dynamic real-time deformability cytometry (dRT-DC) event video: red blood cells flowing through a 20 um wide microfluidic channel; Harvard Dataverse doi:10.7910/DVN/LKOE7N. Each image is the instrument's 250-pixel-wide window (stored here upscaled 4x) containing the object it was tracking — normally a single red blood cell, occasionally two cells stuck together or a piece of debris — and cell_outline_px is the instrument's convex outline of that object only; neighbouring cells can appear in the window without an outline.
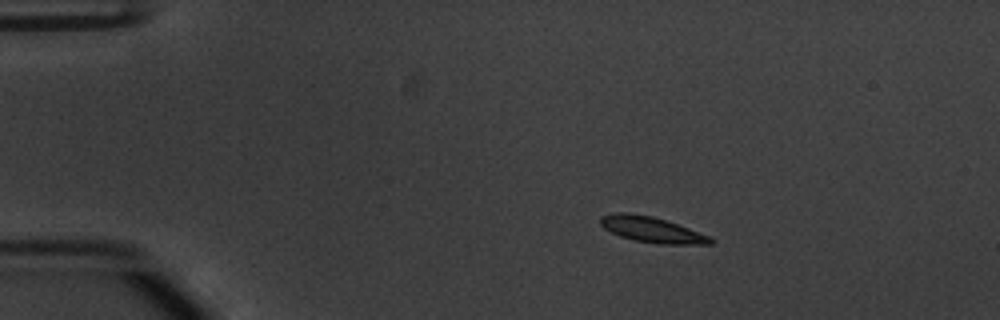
{"species": "common noctule bat (a hibernating species)", "species_latin": "Nyctalus noctula", "temperature_condition": "warm", "stored_images_in_passage": 45, "camera_frame_rate_fps": 3000, "um_per_image_px": 0.085, "animal": {"sex": "male", "body_mass_g": 20.1, "forearm_length_mm": 53.5}, "frame": {"image": 1, "passage_image": 1, "time_ms": 0.0, "image_size_px": [1000, 320], "cell_outline_px": [[716, 240], [712, 244], [660, 244], [636, 240], [620, 236], [604, 228], [600, 224], [600, 216], [616, 212], [628, 212], [652, 216], [712, 236]], "centroid_in_image_um": [55.43, 19.51], "position_along_channel_um": 29.6, "area_um2": 16.42}}
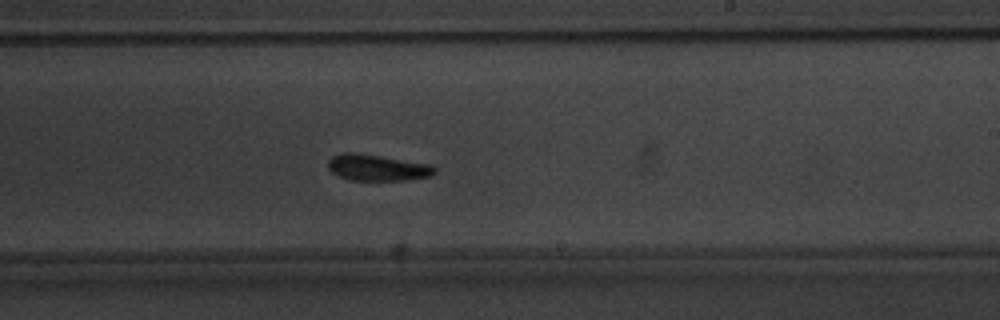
{"frame": {"image": 2, "passage_image": 24, "time_ms": 7.667, "image_size_px": [1000, 320], "cell_outline_px": [[436, 172], [432, 176], [408, 180], [348, 180], [332, 172], [328, 168], [328, 160], [332, 156], [344, 152], [356, 152], [432, 164], [436, 168]], "centroid_in_image_um": [32.09, 14.24], "position_along_channel_um": 256.9, "area_um2": 16.53}}
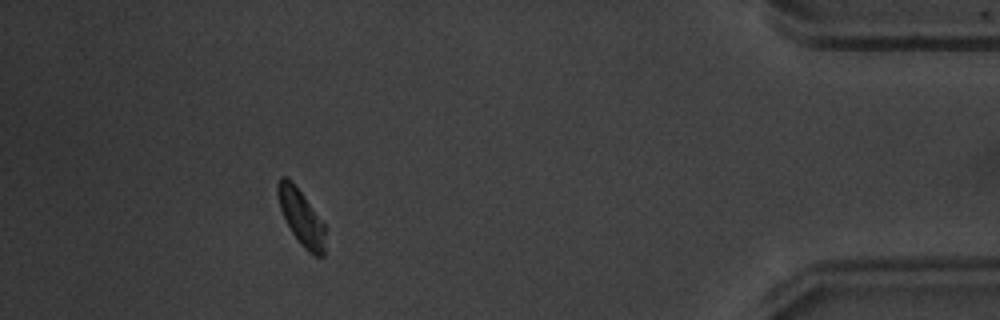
{"frame": {"image": 3, "passage_image": 40, "time_ms": 13.0, "image_size_px": [1000, 320], "cell_outline_px": [[328, 228], [324, 256], [316, 256], [308, 252], [300, 244], [292, 232], [280, 208], [276, 192], [276, 184], [280, 176], [288, 176], [292, 180]], "centroid_in_image_um": [25.64, 18.47], "position_along_channel_um": 409.6, "area_um2": 15.84}, "authors_computed_cell_mechanics": {"area_um2": 16.1262, "velocity_mm_per_s": 3.8068, "shape_relaxation_time_tau1_ms": 2.0408, "shape_relaxation_time_tau2_ms": 2.3957, "deformation_change_tau1": 0.1195, "deformation_change_tau2": 0.0629}}